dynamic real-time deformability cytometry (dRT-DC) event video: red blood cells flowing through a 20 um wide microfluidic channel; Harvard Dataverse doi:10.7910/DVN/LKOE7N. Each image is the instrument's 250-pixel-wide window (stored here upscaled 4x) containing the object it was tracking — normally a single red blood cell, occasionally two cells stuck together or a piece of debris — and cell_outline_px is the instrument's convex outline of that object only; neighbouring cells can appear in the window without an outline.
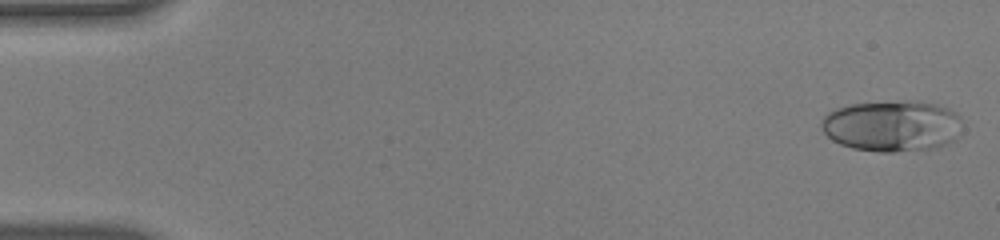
{"species": "human", "species_latin": "Homo sapiens", "temperature_condition": "warm", "stored_images_in_passage": 53, "camera_frame_rate_fps": 3000, "um_per_image_px": 0.085, "donor": {"sex": "male"}, "frame": {"image": 1, "passage_image": 1, "time_ms": 0.0, "image_size_px": [1000, 240], "cell_outline_px": [[960, 116], [956, 140], [936, 148], [896, 152], [880, 152], [852, 148], [840, 144], [832, 140], [820, 128], [820, 124], [824, 116], [828, 112], [836, 108], [852, 104], [904, 100], [908, 100], [936, 104], [948, 108], [956, 112]], "centroid_in_image_um": [75.8, 10.7], "position_along_channel_um": 9.2, "area_um2": 42.19}}
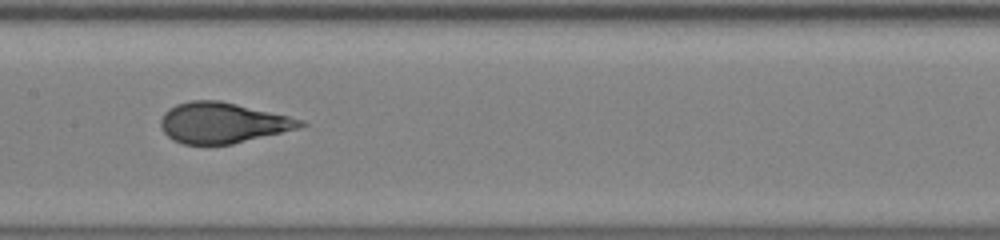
{"frame": {"image": 2, "passage_image": 27, "time_ms": 8.667, "image_size_px": [1000, 240], "cell_outline_px": [[308, 124], [300, 128], [232, 144], [184, 144], [172, 140], [160, 128], [160, 120], [164, 112], [168, 108], [176, 104], [192, 100], [220, 100], [288, 116], [304, 120]], "centroid_in_image_um": [18.9, 10.43], "position_along_channel_um": 188.5, "area_um2": 33.06}}
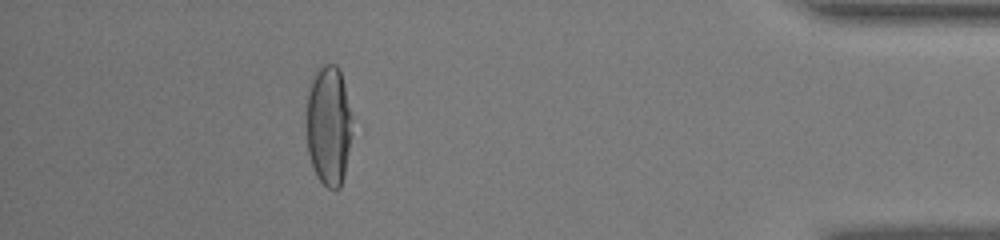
{"frame": {"image": 3, "passage_image": 48, "time_ms": 15.667, "image_size_px": [1000, 240], "cell_outline_px": [[352, 132], [344, 176], [340, 188], [328, 188], [316, 176], [312, 168], [308, 152], [308, 84], [316, 68], [320, 64], [336, 64], [340, 68], [344, 84]], "centroid_in_image_um": [27.92, 10.64], "position_along_channel_um": 407.3, "area_um2": 31.79}, "authors_computed_cell_mechanics": {"area_um2": 34.6222, "velocity_mm_per_s": 3.823, "shape_relaxation_time_tau1_ms": 6.7578, "shape_relaxation_time_tau2_ms": null, "deformation_change_tau1": 0.2756, "deformation_change_tau2": null}}